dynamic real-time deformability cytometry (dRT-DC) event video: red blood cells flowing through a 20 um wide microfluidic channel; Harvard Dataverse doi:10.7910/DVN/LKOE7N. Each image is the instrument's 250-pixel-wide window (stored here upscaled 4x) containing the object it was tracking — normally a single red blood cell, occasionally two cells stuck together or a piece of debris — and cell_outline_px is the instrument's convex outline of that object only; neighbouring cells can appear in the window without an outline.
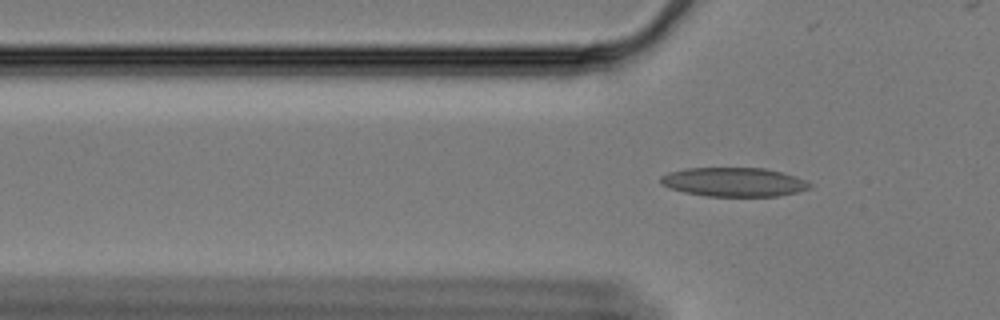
{"species": "Egyptian fruit bat (a non-hibernating species)", "species_latin": "Rousettus aegyptiacus", "temperature_condition": "cold", "stored_images_in_passage": 18, "camera_frame_rate_fps": 3000, "um_per_image_px": 0.085, "animal": {"sex": "female"}, "frame": {"image": 1, "passage_image": 18, "time_ms": 5.667, "image_size_px": [1000, 320], "cell_outline_px": [[812, 188], [796, 192], [776, 196], [704, 196], [684, 192], [660, 184], [660, 176], [668, 172], [684, 168], [764, 168], [780, 172], [804, 180], [812, 184]], "centroid_in_image_um": [62.33, 15.47], "position_along_channel_um": 63.5, "area_um2": 25.09}}